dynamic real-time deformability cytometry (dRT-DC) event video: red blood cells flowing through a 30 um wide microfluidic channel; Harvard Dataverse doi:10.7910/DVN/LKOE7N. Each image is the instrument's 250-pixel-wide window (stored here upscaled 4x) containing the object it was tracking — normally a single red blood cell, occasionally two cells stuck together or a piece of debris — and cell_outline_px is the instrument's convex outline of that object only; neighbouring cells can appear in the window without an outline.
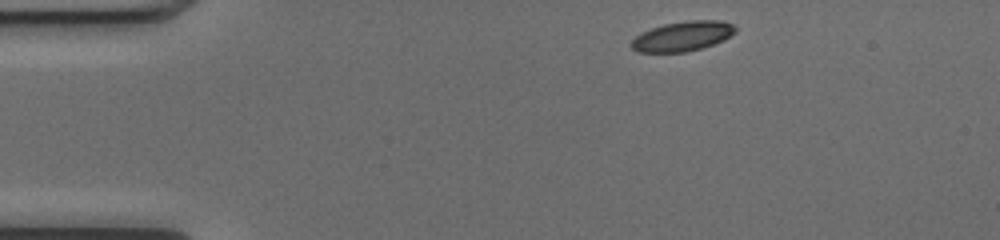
{"species": "common noctule bat (a hibernating species)", "species_latin": "Nyctalus noctula", "temperature_condition": "cold", "stored_images_in_passage": 44, "camera_frame_rate_fps": 3000, "um_per_image_px": 0.085, "animal": {"sex": "female", "body_mass_g": 17.0, "forearm_length_mm": 48.0}, "frame": {"image": 1, "passage_image": 1, "time_ms": 0.0, "image_size_px": [1000, 240], "cell_outline_px": [[736, 32], [724, 40], [700, 48], [684, 52], [636, 52], [628, 44], [640, 32], [664, 24], [688, 20], [720, 20], [732, 24], [736, 28]], "centroid_in_image_um": [57.99, 3.07], "position_along_channel_um": 27.0, "area_um2": 18.09}}
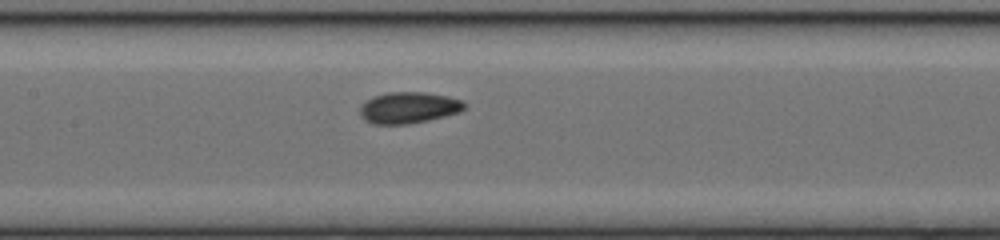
{"frame": {"image": 2, "passage_image": 17, "time_ms": 5.333, "image_size_px": [1000, 240], "cell_outline_px": [[468, 104], [460, 112], [428, 120], [408, 124], [372, 124], [364, 120], [360, 116], [360, 108], [372, 96], [388, 92], [424, 92], [448, 96], [464, 100]], "centroid_in_image_um": [34.76, 9.15], "position_along_channel_um": 172.6, "area_um2": 19.19}}
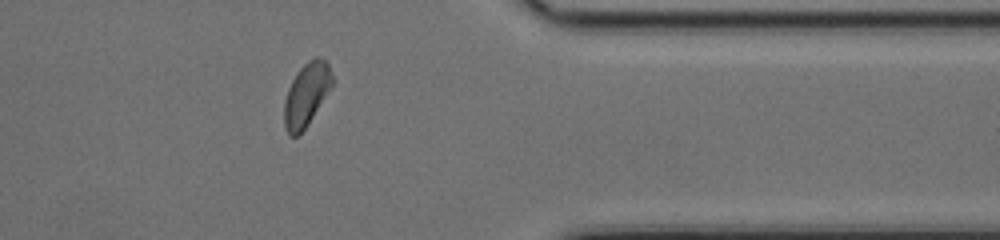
{"frame": {"image": 3, "passage_image": 34, "time_ms": 11.0, "image_size_px": [1000, 240], "cell_outline_px": [[332, 88], [300, 136], [288, 136], [284, 128], [284, 100], [288, 88], [292, 80], [300, 68], [308, 60], [316, 56], [324, 60], [328, 64], [332, 76]], "centroid_in_image_um": [26.03, 8.08], "position_along_channel_um": 385.4, "area_um2": 17.86}, "authors_computed_cell_mechanics": {"area_um2": 18.4382, "velocity_mm_per_s": 4.0242, "shape_relaxation_time_tau1_ms": 2.6067, "shape_relaxation_time_tau2_ms": 2.0184, "deformation_change_tau1": 0.0814, "deformation_change_tau2": 0.0664}}